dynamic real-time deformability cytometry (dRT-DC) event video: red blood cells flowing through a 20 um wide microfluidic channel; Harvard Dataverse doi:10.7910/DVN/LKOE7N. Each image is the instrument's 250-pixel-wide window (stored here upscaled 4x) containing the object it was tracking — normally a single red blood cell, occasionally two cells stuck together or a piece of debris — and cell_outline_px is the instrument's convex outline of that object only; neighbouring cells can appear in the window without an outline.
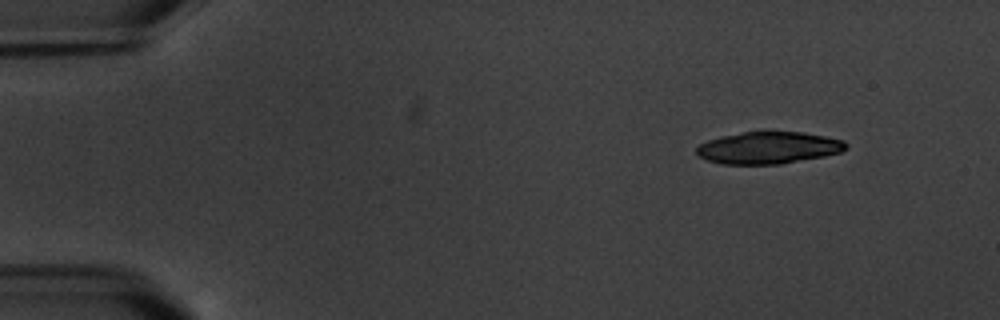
{"species": "common noctule bat (a hibernating species)", "species_latin": "Nyctalus noctula", "temperature_condition": "warm", "stored_images_in_passage": 4, "camera_frame_rate_fps": 3000, "um_per_image_px": 0.085, "animal": {"sex": "male", "body_mass_g": 20.1, "forearm_length_mm": 53.5}, "frame": {"image": 1, "passage_image": 1, "time_ms": 0.0, "image_size_px": [1000, 320], "cell_outline_px": [[848, 148], [840, 152], [824, 156], [780, 164], [720, 164], [696, 156], [696, 148], [700, 144], [708, 140], [720, 136], [744, 132], [804, 132], [844, 140], [848, 144]], "centroid_in_image_um": [65.31, 12.56], "position_along_channel_um": 19.7, "area_um2": 27.92}}